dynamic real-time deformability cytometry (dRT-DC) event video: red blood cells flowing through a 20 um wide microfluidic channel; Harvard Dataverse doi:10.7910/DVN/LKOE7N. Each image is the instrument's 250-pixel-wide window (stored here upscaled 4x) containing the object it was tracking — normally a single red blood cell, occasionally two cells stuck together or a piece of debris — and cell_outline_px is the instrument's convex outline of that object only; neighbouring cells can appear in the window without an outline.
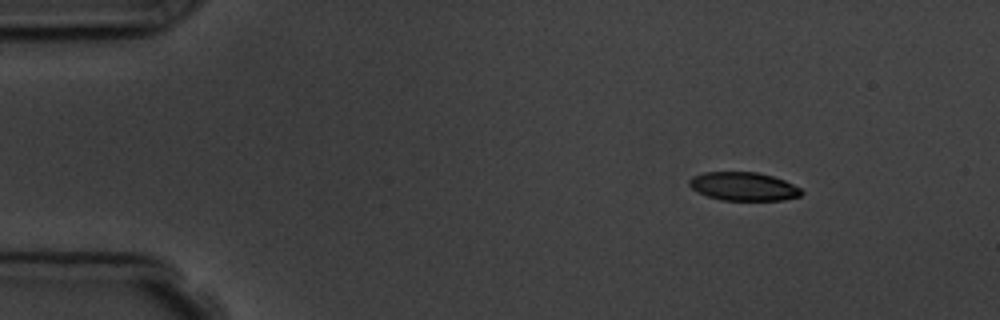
{"species": "common noctule bat (a hibernating species)", "species_latin": "Nyctalus noctula", "temperature_condition": "room temperature", "stored_images_in_passage": 9, "camera_frame_rate_fps": 3000, "um_per_image_px": 0.085, "animal": {"sex": "male", "body_mass_g": 19.5, "forearm_length_mm": 54.6}, "frame": {"image": 1, "passage_image": 2, "time_ms": 1.0, "image_size_px": [1000, 320], "cell_outline_px": [[804, 192], [800, 196], [784, 200], [720, 200], [708, 196], [692, 188], [688, 184], [688, 180], [692, 176], [704, 172], [756, 172], [772, 176], [784, 180], [800, 188]], "centroid_in_image_um": [63.2, 15.84], "position_along_channel_um": 21.8, "area_um2": 18.55}}